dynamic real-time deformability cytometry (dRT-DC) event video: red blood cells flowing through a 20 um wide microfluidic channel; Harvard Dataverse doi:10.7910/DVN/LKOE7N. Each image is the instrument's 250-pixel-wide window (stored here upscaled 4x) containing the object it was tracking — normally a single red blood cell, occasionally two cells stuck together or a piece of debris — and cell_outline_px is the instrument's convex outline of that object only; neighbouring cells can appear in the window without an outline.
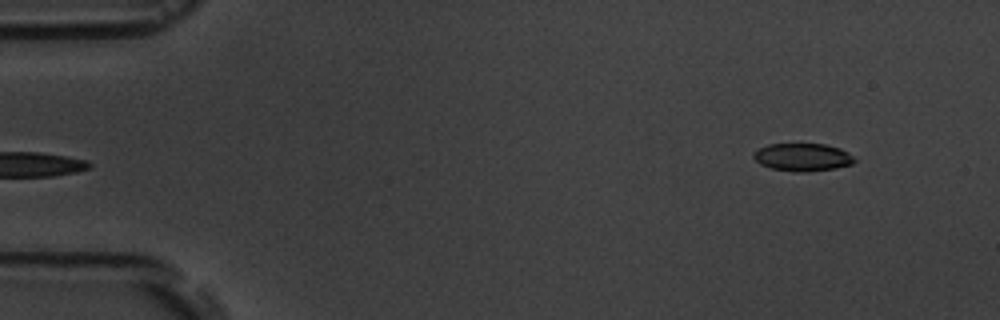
{"species": "common noctule bat (a hibernating species)", "species_latin": "Nyctalus noctula", "temperature_condition": "room temperature", "stored_images_in_passage": 6, "segment_of_instrument_passage": [2, 2], "camera_frame_rate_fps": 3000, "um_per_image_px": 0.085, "animal": {"sex": "male", "body_mass_g": 19.5, "forearm_length_mm": 54.6}, "frame": {"image": 1, "passage_image": 6, "time_ms": 5.667, "image_size_px": [1000, 320], "cell_outline_px": [[856, 160], [852, 164], [836, 168], [808, 172], [792, 172], [772, 168], [760, 164], [752, 156], [752, 152], [768, 144], [824, 144], [840, 148], [848, 152]], "centroid_in_image_um": [68.22, 13.36], "position_along_channel_um": 16.8, "area_um2": 16.42}}